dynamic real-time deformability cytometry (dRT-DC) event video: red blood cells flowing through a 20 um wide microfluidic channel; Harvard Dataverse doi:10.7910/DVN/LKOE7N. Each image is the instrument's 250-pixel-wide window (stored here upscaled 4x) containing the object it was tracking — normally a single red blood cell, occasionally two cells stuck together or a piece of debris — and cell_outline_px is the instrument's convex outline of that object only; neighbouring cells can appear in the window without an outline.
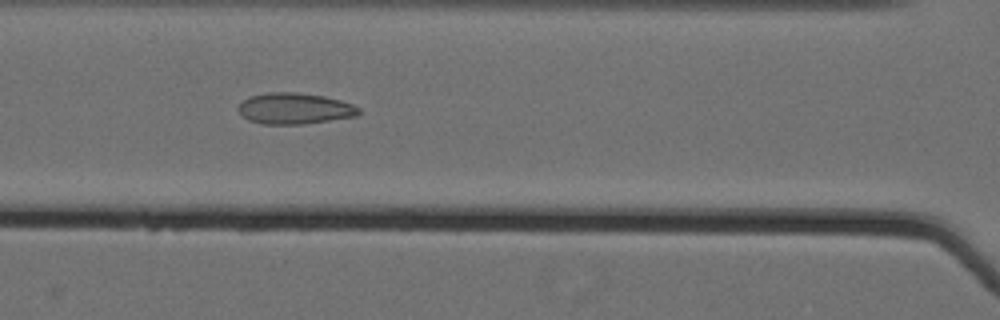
{"species": "Egyptian fruit bat (a non-hibernating species)", "species_latin": "Rousettus aegyptiacus", "temperature_condition": "cold", "stored_images_in_passage": 53, "camera_frame_rate_fps": 3000, "um_per_image_px": 0.085, "animal": {"sex": "female"}, "frame": {"image": 1, "passage_image": 23, "time_ms": 7.333, "image_size_px": [1000, 320], "cell_outline_px": [[360, 112], [356, 116], [304, 124], [264, 124], [248, 120], [236, 108], [248, 96], [268, 92], [296, 92], [324, 96], [340, 100], [352, 104], [360, 108]], "centroid_in_image_um": [25.03, 9.22], "position_along_channel_um": 141.6, "area_um2": 21.85}}
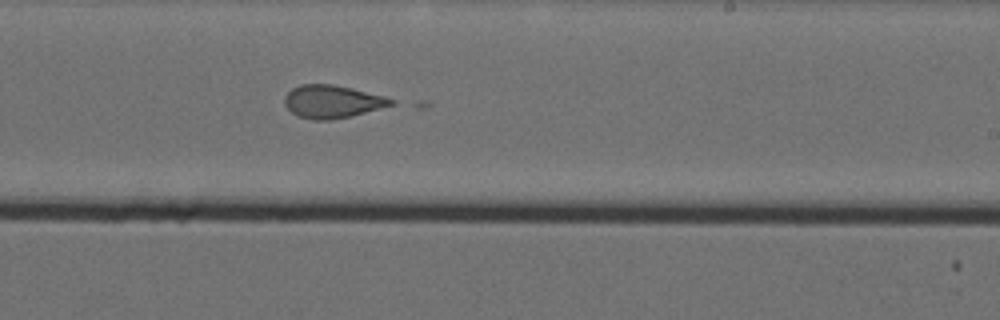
{"frame": {"image": 2, "passage_image": 33, "time_ms": 10.667, "image_size_px": [1000, 320], "cell_outline_px": [[396, 104], [352, 116], [332, 120], [312, 120], [296, 116], [284, 104], [284, 96], [292, 88], [300, 84], [332, 84], [352, 88], [384, 96], [396, 100]], "centroid_in_image_um": [28.24, 8.64], "position_along_channel_um": 260.8, "area_um2": 20.63}}
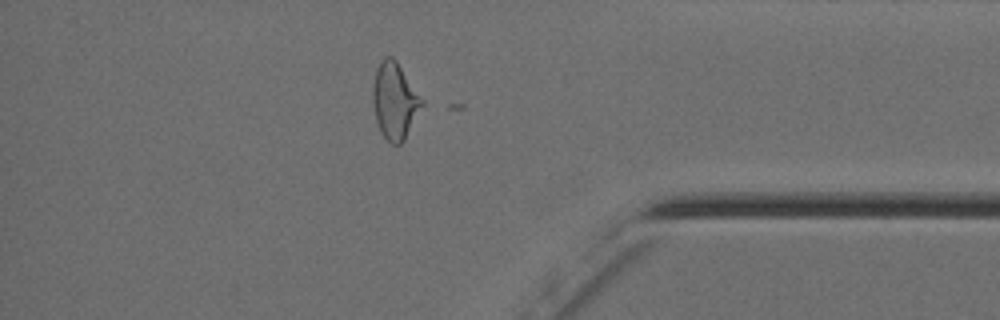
{"frame": {"image": 3, "passage_image": 46, "time_ms": 15.0, "image_size_px": [1000, 320], "cell_outline_px": [[424, 104], [404, 140], [400, 144], [392, 144], [380, 132], [376, 120], [372, 100], [372, 88], [376, 68], [380, 60], [384, 56], [392, 56], [396, 60], [424, 100]], "centroid_in_image_um": [33.54, 8.55], "position_along_channel_um": 401.7, "area_um2": 21.96}}